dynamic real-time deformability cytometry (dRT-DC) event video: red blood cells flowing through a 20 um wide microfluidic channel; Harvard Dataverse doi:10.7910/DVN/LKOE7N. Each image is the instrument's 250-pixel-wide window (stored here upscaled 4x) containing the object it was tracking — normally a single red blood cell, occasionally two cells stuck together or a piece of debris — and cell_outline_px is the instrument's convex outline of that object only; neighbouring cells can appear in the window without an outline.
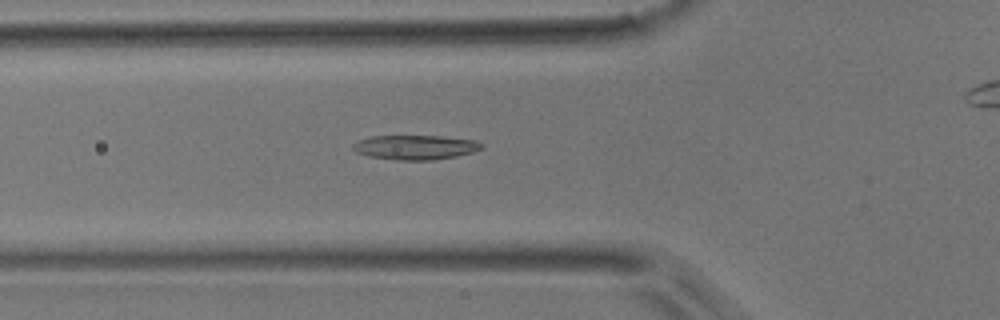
{"species": "common noctule bat (a hibernating species)", "species_latin": "Nyctalus noctula", "temperature_condition": "room temperature", "stored_images_in_passage": 34, "camera_frame_rate_fps": 3000, "um_per_image_px": 0.085, "animal": {"sex": "male", "body_mass_g": 17.9}, "frame": {"image": 1, "passage_image": 7, "time_ms": 2.0, "image_size_px": [1000, 320], "cell_outline_px": [[484, 148], [472, 152], [456, 156], [432, 160], [396, 160], [368, 156], [356, 152], [352, 148], [352, 144], [360, 140], [372, 136], [440, 136], [476, 140], [484, 144]], "centroid_in_image_um": [35.32, 12.52], "position_along_channel_um": 90.5, "area_um2": 18.38}}
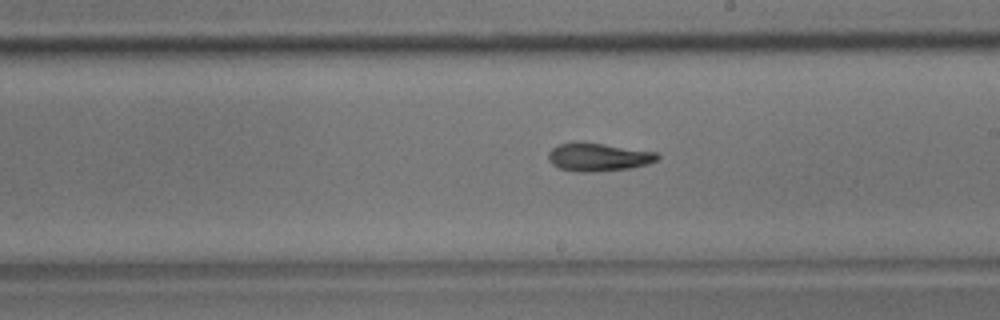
{"frame": {"image": 2, "passage_image": 18, "time_ms": 5.667, "image_size_px": [1000, 320], "cell_outline_px": [[660, 156], [656, 160], [648, 164], [632, 168], [592, 172], [580, 172], [560, 168], [552, 164], [548, 160], [548, 152], [552, 148], [560, 144], [576, 140], [656, 152]], "centroid_in_image_um": [50.82, 13.34], "position_along_channel_um": 238.2, "area_um2": 17.98}}
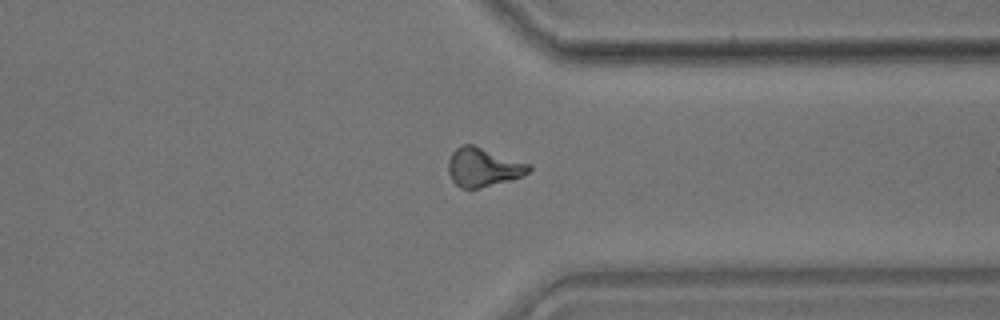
{"frame": {"image": 3, "passage_image": 28, "time_ms": 9.0, "image_size_px": [1000, 320], "cell_outline_px": [[532, 168], [524, 176], [480, 188], [460, 188], [452, 180], [448, 172], [448, 160], [452, 152], [460, 144], [472, 144], [532, 164]], "centroid_in_image_um": [41.08, 14.2], "position_along_channel_um": 370.3, "area_um2": 18.38}}